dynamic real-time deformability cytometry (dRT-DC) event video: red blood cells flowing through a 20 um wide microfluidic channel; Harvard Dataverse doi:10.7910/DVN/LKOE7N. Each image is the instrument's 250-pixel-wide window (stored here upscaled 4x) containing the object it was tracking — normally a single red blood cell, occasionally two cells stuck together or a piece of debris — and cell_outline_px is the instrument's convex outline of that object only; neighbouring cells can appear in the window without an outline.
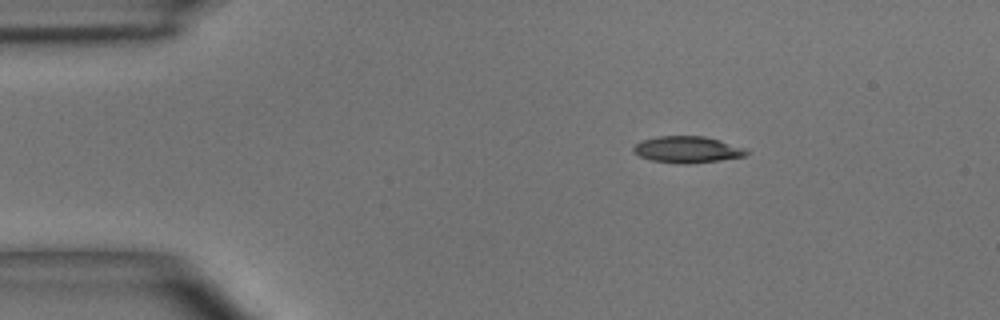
{"species": "common noctule bat (a hibernating species)", "species_latin": "Nyctalus noctula", "temperature_condition": "room temperature", "stored_images_in_passage": 43, "camera_frame_rate_fps": 3000, "um_per_image_px": 0.085, "animal": {"sex": "male", "body_mass_g": 15.6}, "frame": {"image": 1, "passage_image": 1, "time_ms": 0.0, "image_size_px": [1000, 320], "cell_outline_px": [[748, 152], [744, 156], [720, 160], [684, 164], [680, 164], [652, 160], [640, 156], [632, 152], [632, 148], [640, 140], [656, 136], [704, 136], [720, 140], [744, 148]], "centroid_in_image_um": [58.37, 12.7], "position_along_channel_um": 26.6, "area_um2": 17.4}}
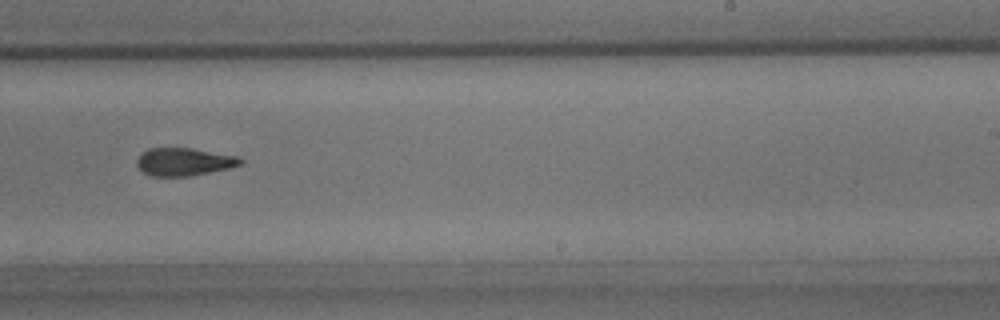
{"frame": {"image": 2, "passage_image": 24, "time_ms": 7.667, "image_size_px": [1000, 320], "cell_outline_px": [[244, 164], [228, 168], [188, 176], [148, 176], [136, 164], [136, 160], [148, 148], [192, 148], [236, 156], [244, 160]], "centroid_in_image_um": [15.64, 13.75], "position_along_channel_um": 273.4, "area_um2": 16.65}}
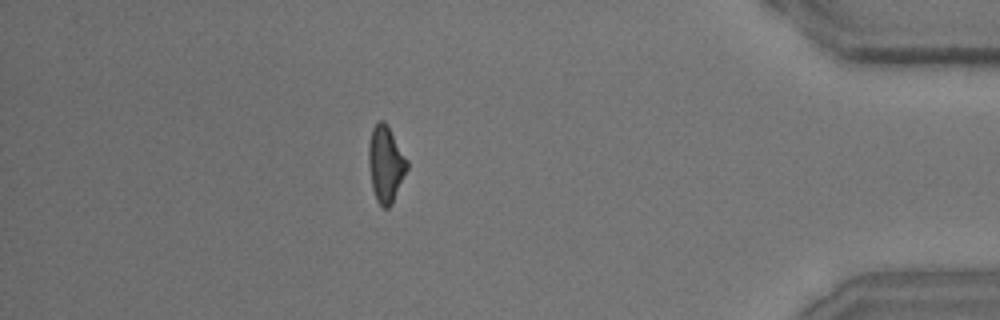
{"frame": {"image": 3, "passage_image": 37, "time_ms": 12.0, "image_size_px": [1000, 320], "cell_outline_px": [[408, 168], [392, 204], [388, 208], [384, 208], [376, 200], [372, 188], [368, 164], [368, 144], [372, 128], [380, 120], [384, 120], [388, 124], [408, 160]], "centroid_in_image_um": [32.78, 13.92], "position_along_channel_um": 402.4, "area_um2": 17.34}, "authors_computed_cell_mechanics": {"area_um2": 17.2244, "velocity_mm_per_s": 3.968, "shape_relaxation_time_tau1_ms": 4.4126, "shape_relaxation_time_tau2_ms": 3.1251, "deformation_change_tau1": 0.1659, "deformation_change_tau2": 0.1178}}